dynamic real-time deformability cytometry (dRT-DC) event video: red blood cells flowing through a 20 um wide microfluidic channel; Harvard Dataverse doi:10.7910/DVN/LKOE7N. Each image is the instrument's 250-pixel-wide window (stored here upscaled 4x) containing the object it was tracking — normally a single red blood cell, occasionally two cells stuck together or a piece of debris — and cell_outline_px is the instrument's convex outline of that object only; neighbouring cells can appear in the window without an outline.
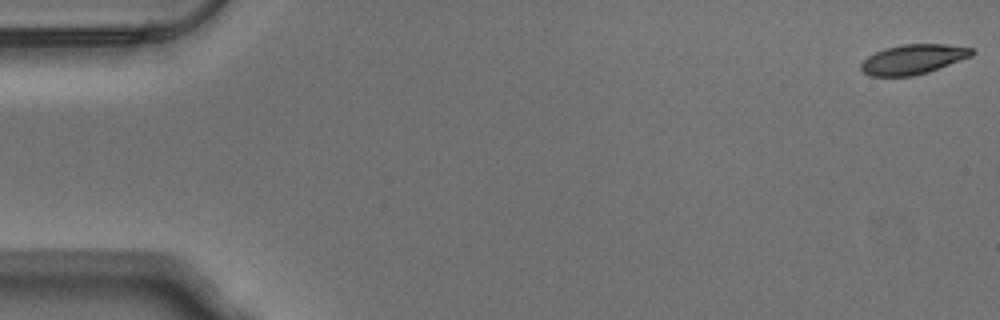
{"species": "Egyptian fruit bat (a non-hibernating species)", "species_latin": "Rousettus aegyptiacus", "temperature_condition": "warm", "stored_images_in_passage": 53, "camera_frame_rate_fps": 3000, "um_per_image_px": 0.085, "animal": {"sex": "male"}, "frame": {"image": 1, "passage_image": 1, "time_ms": 0.0, "image_size_px": [1000, 320], "cell_outline_px": [[976, 52], [972, 56], [928, 72], [912, 76], [868, 76], [860, 68], [860, 64], [868, 56], [884, 48], [904, 44], [948, 44], [972, 48]], "centroid_in_image_um": [77.62, 5.03], "position_along_channel_um": 7.4, "area_um2": 19.25}}
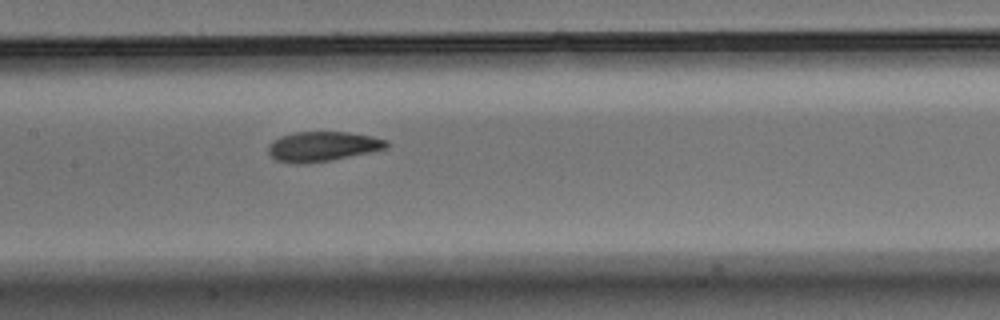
{"frame": {"image": 2, "passage_image": 26, "time_ms": 8.333, "image_size_px": [1000, 320], "cell_outline_px": [[392, 144], [388, 148], [332, 160], [304, 164], [292, 164], [276, 160], [268, 152], [268, 144], [272, 140], [280, 136], [296, 132], [348, 132], [372, 136], [388, 140]], "centroid_in_image_um": [27.43, 12.45], "position_along_channel_um": 180.0, "area_um2": 20.81}}
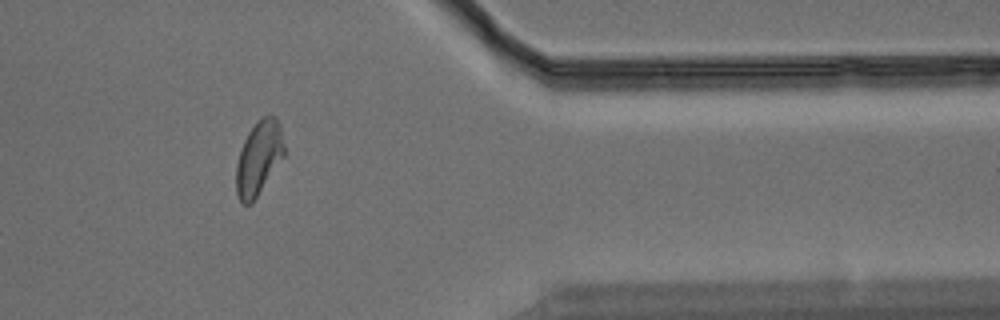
{"frame": {"image": 3, "passage_image": 44, "time_ms": 14.333, "image_size_px": [1000, 320], "cell_outline_px": [[284, 156], [252, 204], [244, 204], [240, 200], [236, 192], [236, 164], [240, 148], [248, 132], [264, 116], [276, 116], [280, 124], [284, 144]], "centroid_in_image_um": [21.99, 13.44], "position_along_channel_um": 389.4, "area_um2": 20.58}, "authors_computed_cell_mechanics": {"area_um2": 20.7502, "velocity_mm_per_s": 3.8026, "shape_relaxation_time_tau1_ms": 5.1606, "shape_relaxation_time_tau2_ms": 2.0246, "deformation_change_tau1": 0.1652, "deformation_change_tau2": 0.0817}}